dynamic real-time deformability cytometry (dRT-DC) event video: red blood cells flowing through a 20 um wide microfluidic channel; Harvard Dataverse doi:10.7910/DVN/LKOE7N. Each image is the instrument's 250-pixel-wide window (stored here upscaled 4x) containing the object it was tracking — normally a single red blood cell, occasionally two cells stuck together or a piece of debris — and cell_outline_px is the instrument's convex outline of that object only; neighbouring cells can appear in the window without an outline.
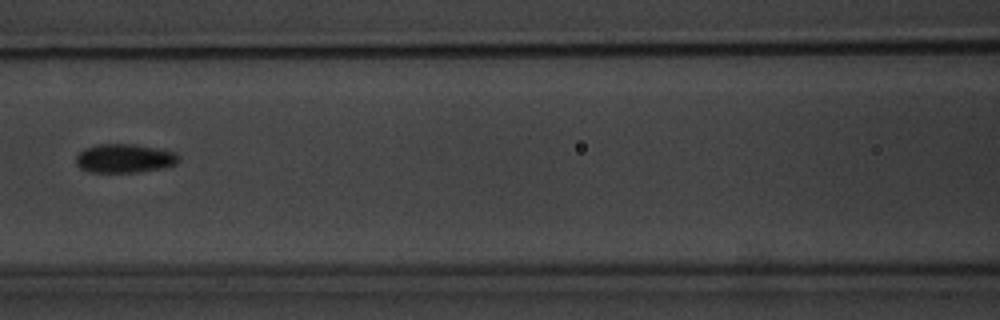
{"species": "common noctule bat (a hibernating species)", "species_latin": "Nyctalus noctula", "temperature_condition": "warm", "stored_images_in_passage": 14, "camera_frame_rate_fps": 3000, "um_per_image_px": 0.085, "animal": {"sex": "male", "body_mass_g": 20.1, "forearm_length_mm": 53.5}, "frame": {"image": 1, "passage_image": 5, "time_ms": 4.667, "image_size_px": [1000, 320], "cell_outline_px": [[180, 156], [176, 164], [164, 168], [136, 172], [88, 172], [80, 168], [76, 164], [76, 156], [84, 148], [96, 144], [136, 144], [176, 152]], "centroid_in_image_um": [10.58, 13.46], "position_along_channel_um": 156.0, "area_um2": 17.4}}
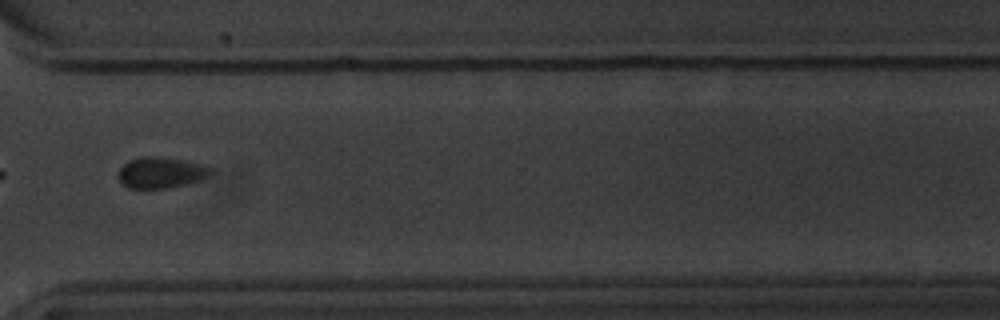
{"frame": {"image": 2, "passage_image": 10, "time_ms": 10.667, "image_size_px": [1000, 320], "cell_outline_px": [[216, 172], [212, 176], [200, 180], [168, 188], [128, 188], [120, 180], [120, 168], [128, 160], [140, 156], [156, 156], [184, 160], [216, 168]], "centroid_in_image_um": [13.77, 14.65], "position_along_channel_um": 356.8, "area_um2": 16.88}}
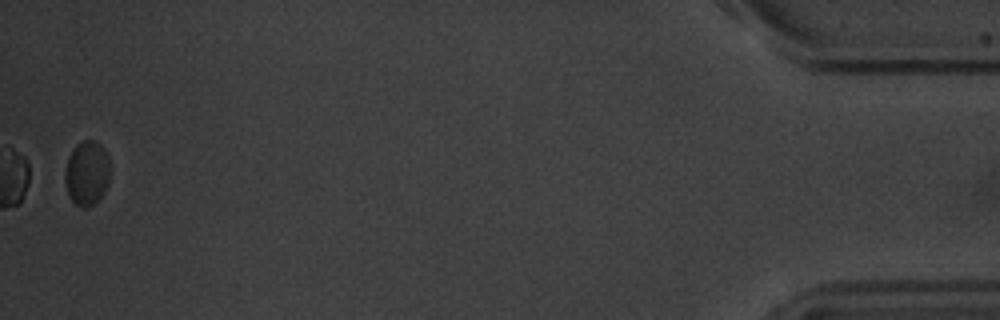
{"frame": {"image": 3, "passage_image": 14, "time_ms": 15.333, "image_size_px": [1000, 320], "cell_outline_px": [[108, 184], [104, 192], [92, 204], [84, 208], [76, 204], [68, 196], [64, 180], [64, 172], [68, 156], [76, 144], [84, 140], [92, 140], [100, 144], [108, 156]], "centroid_in_image_um": [7.35, 14.7], "position_along_channel_um": 427.9, "area_um2": 16.82}, "authors_computed_cell_mechanics": {"area_um2": 16.9643, "velocity_mm_per_s": 3.3413, "shape_relaxation_time_tau1_ms": 1.6095, "shape_relaxation_time_tau2_ms": null, "deformation_change_tau1": 0.1323, "deformation_change_tau2": null}}